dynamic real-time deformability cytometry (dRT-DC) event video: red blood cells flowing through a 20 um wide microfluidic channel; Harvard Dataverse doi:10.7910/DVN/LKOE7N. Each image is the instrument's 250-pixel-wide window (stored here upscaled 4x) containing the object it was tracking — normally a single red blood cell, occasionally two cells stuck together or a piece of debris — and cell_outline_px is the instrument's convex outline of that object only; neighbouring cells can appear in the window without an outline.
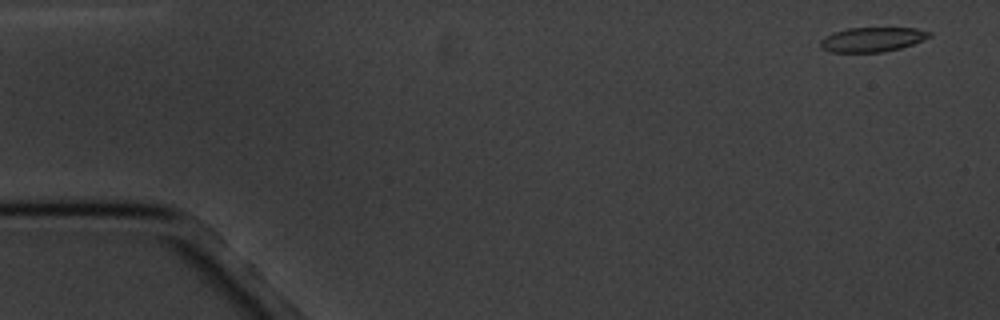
{"species": "common noctule bat (a hibernating species)", "species_latin": "Nyctalus noctula", "temperature_condition": "cold", "stored_images_in_passage": 5, "camera_frame_rate_fps": 3000, "um_per_image_px": 0.085, "animal": {"sex": "male", "body_mass_g": 20.1, "forearm_length_mm": 53.5}, "frame": {"image": 1, "passage_image": 1, "time_ms": 0.0, "image_size_px": [1000, 320], "cell_outline_px": [[932, 36], [924, 40], [900, 48], [884, 52], [832, 52], [820, 48], [820, 40], [824, 36], [832, 32], [848, 28], [916, 28], [932, 32]], "centroid_in_image_um": [74.13, 3.35], "position_along_channel_um": 10.9, "area_um2": 15.72}}
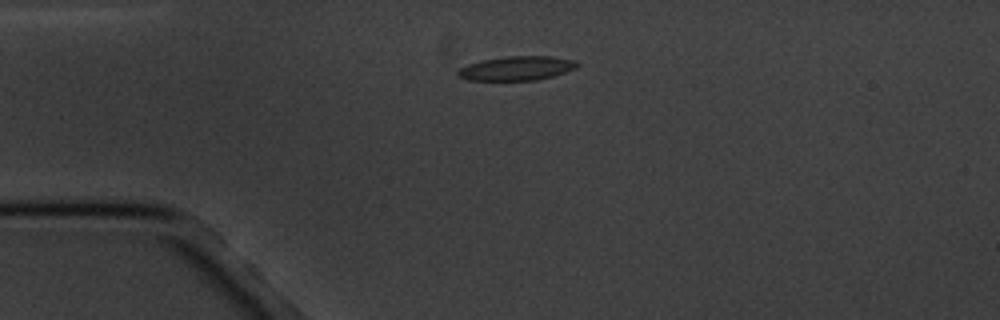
{"frame": {"image": 2, "passage_image": 4, "time_ms": 3.667, "image_size_px": [1000, 320], "cell_outline_px": [[580, 64], [576, 68], [552, 76], [536, 80], [468, 80], [456, 76], [456, 72], [460, 68], [468, 64], [480, 60], [504, 56], [552, 56], [576, 60]], "centroid_in_image_um": [43.9, 5.79], "position_along_channel_um": 41.1, "area_um2": 16.94}}